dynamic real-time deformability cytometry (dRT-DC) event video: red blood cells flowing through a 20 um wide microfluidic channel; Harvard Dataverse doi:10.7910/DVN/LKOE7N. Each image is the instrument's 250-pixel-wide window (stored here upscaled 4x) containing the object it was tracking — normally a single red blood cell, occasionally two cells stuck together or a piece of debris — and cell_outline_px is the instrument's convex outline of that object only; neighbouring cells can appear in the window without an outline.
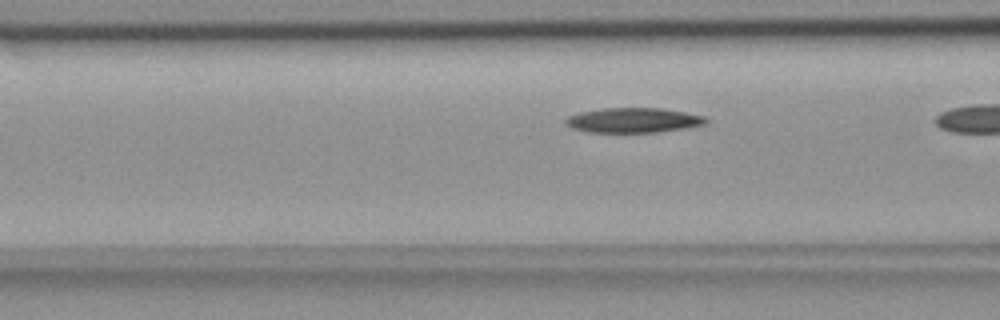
{"species": "common noctule bat (a hibernating species)", "species_latin": "Nyctalus noctula", "temperature_condition": "room temperature", "stored_images_in_passage": 11, "camera_frame_rate_fps": 3000, "um_per_image_px": 0.085, "animal": {"sex": "female", "body_mass_g": 18.4}, "frame": {"image": 1, "passage_image": 10, "time_ms": 3.0, "image_size_px": [1000, 320], "cell_outline_px": [[708, 124], [688, 128], [656, 132], [588, 132], [572, 128], [564, 120], [568, 116], [580, 112], [600, 108], [664, 108], [704, 116], [708, 120]], "centroid_in_image_um": [53.87, 10.22], "position_along_channel_um": 112.7, "area_um2": 20.4}}